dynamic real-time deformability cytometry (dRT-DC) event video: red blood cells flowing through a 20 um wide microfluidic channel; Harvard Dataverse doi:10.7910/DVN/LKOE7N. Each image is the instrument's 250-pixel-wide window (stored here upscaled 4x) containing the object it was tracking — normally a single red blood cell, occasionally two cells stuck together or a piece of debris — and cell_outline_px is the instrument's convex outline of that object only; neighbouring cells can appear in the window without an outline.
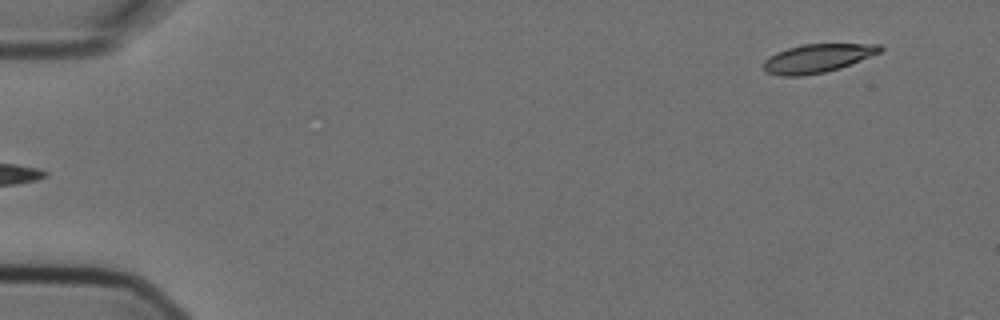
{"species": "Egyptian fruit bat (a non-hibernating species)", "species_latin": "Rousettus aegyptiacus", "temperature_condition": "cold", "stored_images_in_passage": 5, "segment_of_instrument_passage": [2, 2], "camera_frame_rate_fps": 3000, "um_per_image_px": 0.085, "animal": {"sex": "female"}, "frame": {"image": 1, "passage_image": 5, "time_ms": 1.333, "image_size_px": [1000, 320], "cell_outline_px": [[884, 48], [880, 52], [840, 68], [824, 72], [800, 76], [780, 76], [768, 72], [764, 68], [764, 60], [768, 56], [776, 52], [788, 48], [804, 44], [880, 44]], "centroid_in_image_um": [69.46, 4.95], "position_along_channel_um": 15.5, "area_um2": 19.19}}